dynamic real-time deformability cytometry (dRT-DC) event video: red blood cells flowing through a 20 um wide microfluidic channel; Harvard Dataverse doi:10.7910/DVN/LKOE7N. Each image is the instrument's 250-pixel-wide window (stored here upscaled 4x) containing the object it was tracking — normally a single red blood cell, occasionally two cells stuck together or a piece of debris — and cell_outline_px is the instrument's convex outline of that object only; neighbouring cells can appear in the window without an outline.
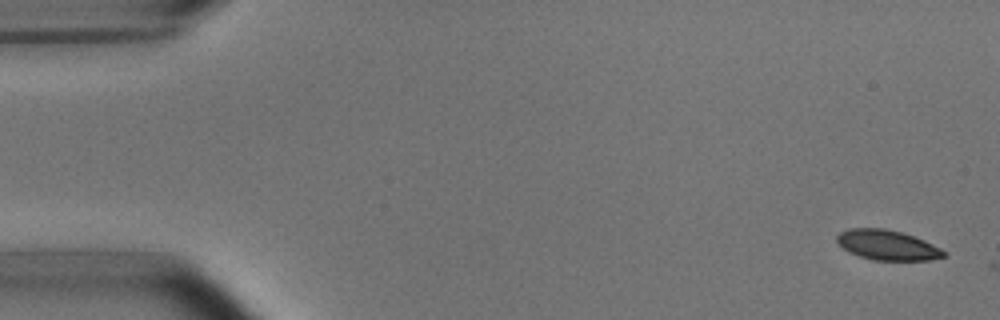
{"species": "common noctule bat (a hibernating species)", "species_latin": "Nyctalus noctula", "temperature_condition": "room temperature", "stored_images_in_passage": 2, "camera_frame_rate_fps": 3000, "um_per_image_px": 0.085, "animal": {"sex": "male", "body_mass_g": 15.6}, "frame": {"image": 1, "passage_image": 1, "time_ms": 0.0, "image_size_px": [1000, 320], "cell_outline_px": [[948, 256], [932, 260], [872, 260], [848, 252], [836, 240], [836, 236], [840, 232], [848, 228], [884, 228], [900, 232], [924, 240], [948, 252]], "centroid_in_image_um": [75.45, 20.84], "position_along_channel_um": 9.6, "area_um2": 18.73}}